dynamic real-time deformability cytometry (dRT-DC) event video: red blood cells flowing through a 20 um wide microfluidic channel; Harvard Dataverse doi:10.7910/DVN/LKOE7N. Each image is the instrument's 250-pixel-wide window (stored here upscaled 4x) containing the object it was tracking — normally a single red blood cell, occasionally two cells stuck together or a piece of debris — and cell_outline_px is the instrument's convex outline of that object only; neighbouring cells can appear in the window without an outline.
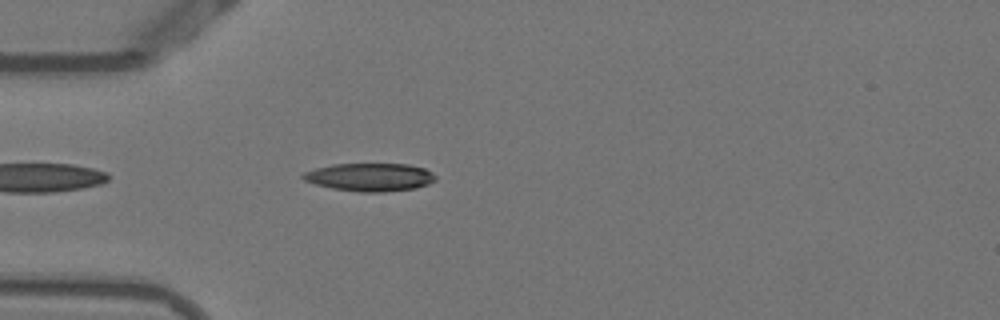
{"species": "Egyptian fruit bat (a non-hibernating species)", "species_latin": "Rousettus aegyptiacus", "temperature_condition": "warm", "stored_images_in_passage": 41, "camera_frame_rate_fps": 3000, "um_per_image_px": 0.085, "animal": {"sex": "female"}, "frame": {"image": 1, "passage_image": 3, "time_ms": 0.667, "image_size_px": [1000, 320], "cell_outline_px": [[436, 180], [428, 184], [416, 188], [380, 192], [360, 192], [332, 188], [316, 184], [304, 180], [300, 176], [304, 172], [316, 168], [332, 164], [408, 164], [424, 168], [432, 172], [436, 176]], "centroid_in_image_um": [31.45, 15.05], "position_along_channel_um": 53.5, "area_um2": 21.62}}
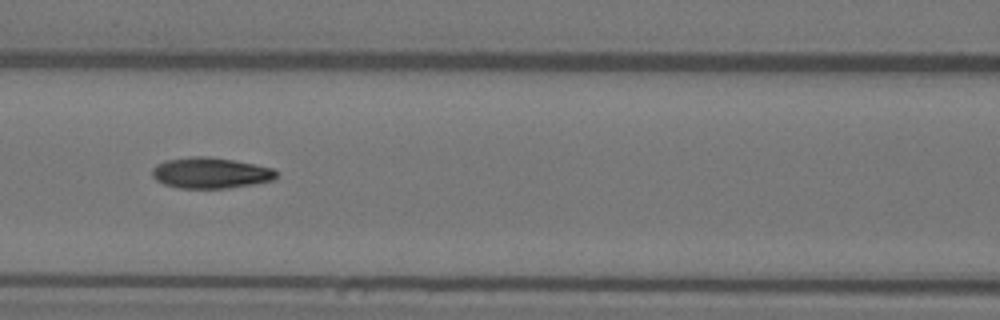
{"frame": {"image": 2, "passage_image": 11, "time_ms": 3.333, "image_size_px": [1000, 320], "cell_outline_px": [[276, 176], [272, 180], [252, 184], [228, 188], [180, 188], [164, 184], [156, 180], [152, 176], [152, 168], [156, 164], [168, 160], [192, 156], [208, 156], [232, 160], [272, 168], [276, 172]], "centroid_in_image_um": [17.85, 14.7], "position_along_channel_um": 148.8, "area_um2": 22.08}}
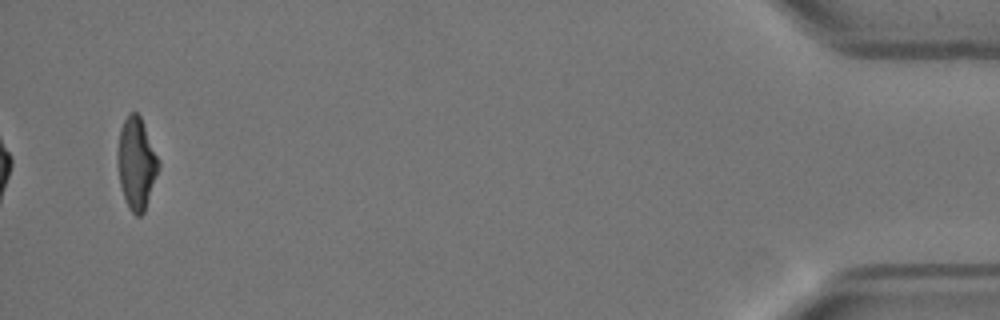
{"frame": {"image": 3, "passage_image": 39, "time_ms": 12.667, "image_size_px": [1000, 320], "cell_outline_px": [[160, 164], [144, 212], [140, 216], [136, 216], [128, 208], [120, 184], [116, 164], [116, 152], [120, 128], [128, 112], [136, 112], [140, 116]], "centroid_in_image_um": [11.55, 13.88], "position_along_channel_um": 423.7, "area_um2": 21.79}, "authors_computed_cell_mechanics": {"area_um2": 21.964, "velocity_mm_per_s": 3.8412, "shape_relaxation_time_tau1_ms": 6.409, "shape_relaxation_time_tau2_ms": 1.876, "deformation_change_tau1": 0.2213, "deformation_change_tau2": 0.0763}}